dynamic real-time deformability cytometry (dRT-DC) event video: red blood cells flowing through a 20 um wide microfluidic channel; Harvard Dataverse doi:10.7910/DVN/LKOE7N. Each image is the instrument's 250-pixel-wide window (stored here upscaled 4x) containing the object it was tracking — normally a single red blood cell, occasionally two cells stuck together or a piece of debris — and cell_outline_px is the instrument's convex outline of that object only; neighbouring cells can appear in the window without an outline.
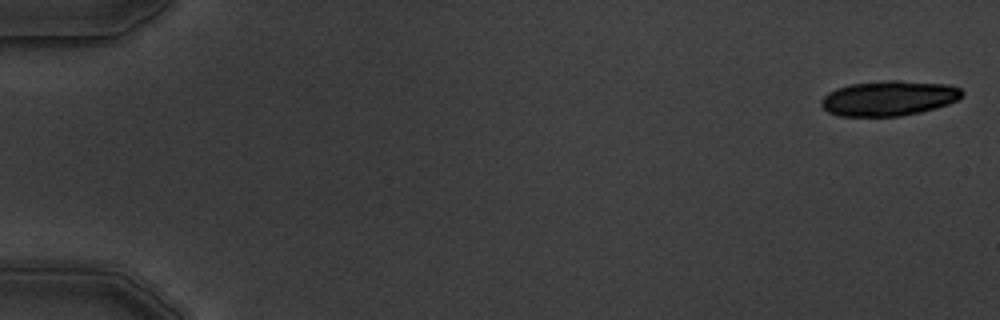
{"species": "common noctule bat (a hibernating species)", "species_latin": "Nyctalus noctula", "temperature_condition": "warm", "stored_images_in_passage": 5, "camera_frame_rate_fps": 3000, "um_per_image_px": 0.085, "animal": {"sex": "male", "body_mass_g": 19.5, "forearm_length_mm": 54.6}, "frame": {"image": 1, "passage_image": 1, "time_ms": 0.0, "image_size_px": [1000, 320], "cell_outline_px": [[964, 96], [948, 104], [936, 108], [920, 112], [900, 116], [840, 116], [828, 112], [820, 104], [820, 100], [828, 92], [836, 88], [848, 84], [888, 80], [900, 80], [948, 84], [960, 88], [964, 92]], "centroid_in_image_um": [75.55, 8.34], "position_along_channel_um": 9.4, "area_um2": 29.02}}